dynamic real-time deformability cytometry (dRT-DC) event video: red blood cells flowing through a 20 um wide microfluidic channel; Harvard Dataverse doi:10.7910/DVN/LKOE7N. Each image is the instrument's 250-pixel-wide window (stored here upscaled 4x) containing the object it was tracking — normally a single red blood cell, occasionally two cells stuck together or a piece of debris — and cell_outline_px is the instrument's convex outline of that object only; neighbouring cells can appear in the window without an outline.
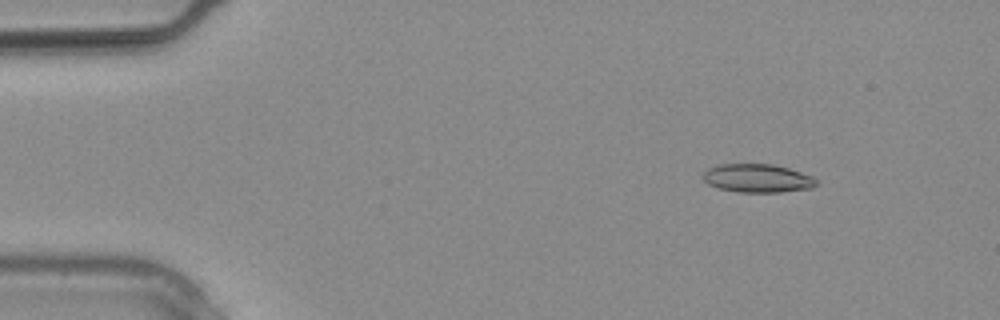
{"species": "common noctule bat (a hibernating species)", "species_latin": "Nyctalus noctula", "temperature_condition": "warm", "stored_images_in_passage": 12, "camera_frame_rate_fps": 3000, "um_per_image_px": 0.085, "animal": {"sex": "male", "body_mass_g": 20.4}, "frame": {"image": 1, "passage_image": 4, "time_ms": 1.0, "image_size_px": [1000, 320], "cell_outline_px": [[820, 180], [812, 188], [780, 192], [736, 192], [720, 188], [708, 184], [704, 180], [704, 172], [708, 168], [716, 164], [772, 164], [788, 168], [812, 176]], "centroid_in_image_um": [64.4, 15.15], "position_along_channel_um": 20.6, "area_um2": 18.79}}
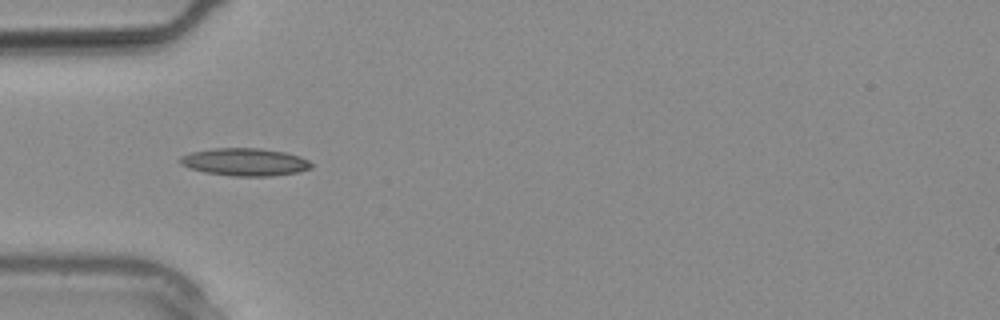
{"frame": {"image": 2, "passage_image": 9, "time_ms": 2.667, "image_size_px": [1000, 320], "cell_outline_px": [[312, 168], [300, 172], [272, 176], [232, 176], [204, 172], [180, 164], [176, 160], [180, 156], [192, 152], [216, 148], [260, 148], [284, 152], [300, 156], [308, 160], [312, 164]], "centroid_in_image_um": [20.82, 13.77], "position_along_channel_um": 64.2, "area_um2": 21.21}}